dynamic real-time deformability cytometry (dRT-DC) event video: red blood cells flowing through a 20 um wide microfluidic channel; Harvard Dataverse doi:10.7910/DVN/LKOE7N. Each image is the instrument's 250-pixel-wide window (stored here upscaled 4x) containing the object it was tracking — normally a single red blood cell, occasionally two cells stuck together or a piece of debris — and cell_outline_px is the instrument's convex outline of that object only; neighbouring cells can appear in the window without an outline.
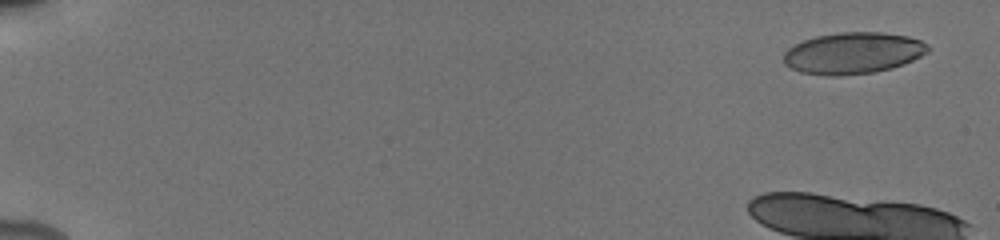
{"species": "human", "species_latin": "Homo sapiens", "temperature_condition": "cold", "stored_images_in_passage": 10, "camera_frame_rate_fps": 3000, "um_per_image_px": 0.085, "donor": {"sex": "male"}, "frame": {"image": 1, "passage_image": 2, "time_ms": 0.333, "image_size_px": [1000, 240], "cell_outline_px": [[932, 48], [928, 52], [904, 64], [892, 68], [872, 72], [836, 76], [828, 76], [800, 72], [784, 64], [784, 52], [788, 48], [804, 40], [816, 36], [840, 32], [884, 32], [908, 36], [920, 40], [928, 44]], "centroid_in_image_um": [72.53, 4.51], "position_along_channel_um": 12.5, "area_um2": 34.97}}
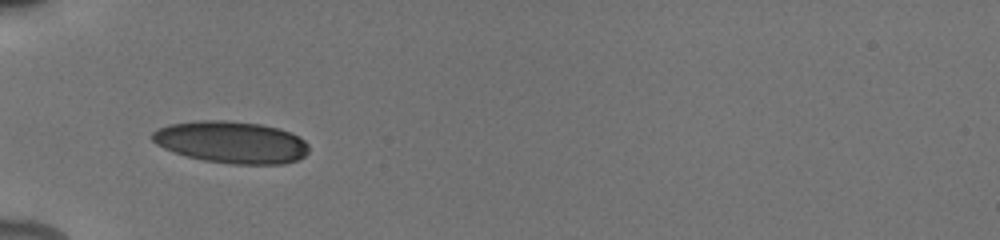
{"frame": {"image": 2, "passage_image": 9, "time_ms": 7.0, "image_size_px": [1000, 240], "cell_outline_px": [[308, 152], [304, 156], [296, 160], [284, 164], [232, 164], [204, 160], [188, 156], [164, 148], [156, 144], [152, 140], [152, 132], [156, 128], [168, 124], [196, 120], [228, 120], [260, 124], [280, 128], [292, 132], [304, 140], [308, 144]], "centroid_in_image_um": [19.67, 12.07], "position_along_channel_um": 65.3, "area_um2": 38.49}}